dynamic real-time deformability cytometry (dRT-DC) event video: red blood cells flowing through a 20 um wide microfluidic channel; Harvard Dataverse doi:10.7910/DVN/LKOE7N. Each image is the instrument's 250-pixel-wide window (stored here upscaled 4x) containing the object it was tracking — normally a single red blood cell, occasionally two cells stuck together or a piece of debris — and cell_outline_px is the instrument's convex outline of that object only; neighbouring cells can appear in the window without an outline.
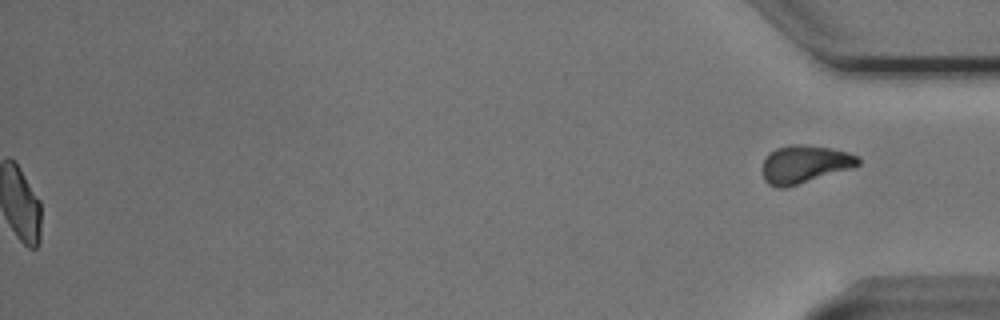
{"species": "Egyptian fruit bat (a non-hibernating species)", "species_latin": "Rousettus aegyptiacus", "temperature_condition": "cold", "stored_images_in_passage": 50, "segment_of_instrument_passage": [2, 2], "camera_frame_rate_fps": 3000, "um_per_image_px": 0.085, "animal": {"sex": "male"}, "frame": {"image": 1, "passage_image": 50, "time_ms": 16.333, "image_size_px": [1000, 320], "cell_outline_px": [[860, 164], [852, 168], [784, 188], [776, 188], [768, 184], [764, 180], [764, 160], [776, 148], [792, 144], [804, 144], [828, 148], [848, 152], [856, 156], [860, 160]], "centroid_in_image_um": [68.4, 13.96], "position_along_channel_um": 366.8, "area_um2": 20.75}}